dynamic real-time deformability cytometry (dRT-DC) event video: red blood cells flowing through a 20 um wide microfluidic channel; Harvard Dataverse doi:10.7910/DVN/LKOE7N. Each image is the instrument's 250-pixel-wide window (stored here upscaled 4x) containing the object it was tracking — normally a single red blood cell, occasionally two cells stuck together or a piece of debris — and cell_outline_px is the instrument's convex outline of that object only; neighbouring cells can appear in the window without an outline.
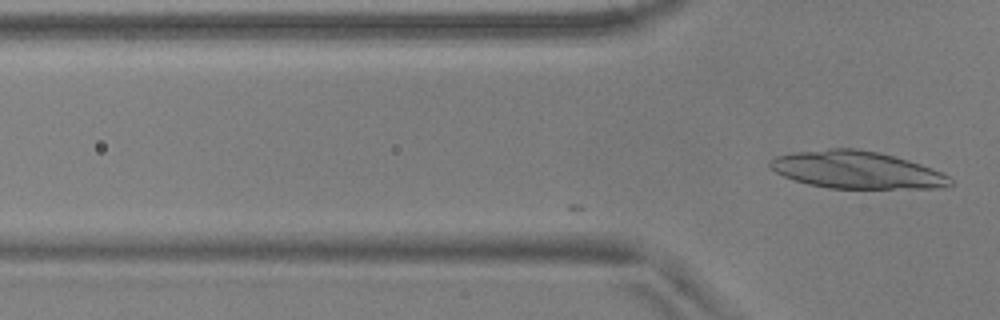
{"species": "common noctule bat (a hibernating species)", "species_latin": "Nyctalus noctula", "temperature_condition": "warm", "stored_images_in_passage": 16, "camera_frame_rate_fps": 3000, "um_per_image_px": 0.085, "animal": {"sex": "male", "body_mass_g": 17.9, "forearm_length_mm": 54.2}, "frame": {"image": 1, "passage_image": 16, "time_ms": 5.0, "image_size_px": [1000, 320], "cell_outline_px": [[952, 184], [940, 188], [828, 188], [808, 184], [784, 176], [776, 172], [768, 164], [768, 160], [776, 156], [792, 152], [828, 148], [856, 148], [880, 152], [908, 160], [920, 164], [940, 172], [948, 176], [952, 180]], "centroid_in_image_um": [72.78, 14.43], "position_along_channel_um": 53.0, "area_um2": 39.13}}